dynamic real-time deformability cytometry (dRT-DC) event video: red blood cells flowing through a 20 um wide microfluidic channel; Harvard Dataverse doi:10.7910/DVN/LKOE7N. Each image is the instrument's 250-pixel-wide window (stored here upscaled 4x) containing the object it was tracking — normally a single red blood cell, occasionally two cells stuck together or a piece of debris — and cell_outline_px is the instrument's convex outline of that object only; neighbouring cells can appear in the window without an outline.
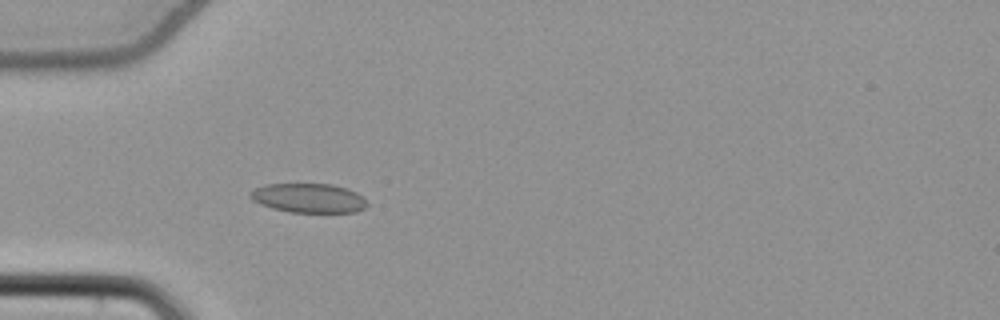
{"species": "common noctule bat (a hibernating species)", "species_latin": "Nyctalus noctula", "temperature_condition": "cold", "stored_images_in_passage": 44, "camera_frame_rate_fps": 3000, "um_per_image_px": 0.085, "animal": {"sex": "female", "body_mass_g": 22.7, "forearm_length_mm": 54.2}, "frame": {"image": 1, "passage_image": 7, "time_ms": 2.0, "image_size_px": [1000, 320], "cell_outline_px": [[368, 204], [364, 208], [356, 212], [288, 212], [272, 208], [260, 204], [252, 200], [248, 196], [248, 192], [264, 184], [332, 184], [348, 188], [356, 192]], "centroid_in_image_um": [26.19, 16.83], "position_along_channel_um": 58.8, "area_um2": 20.0}}
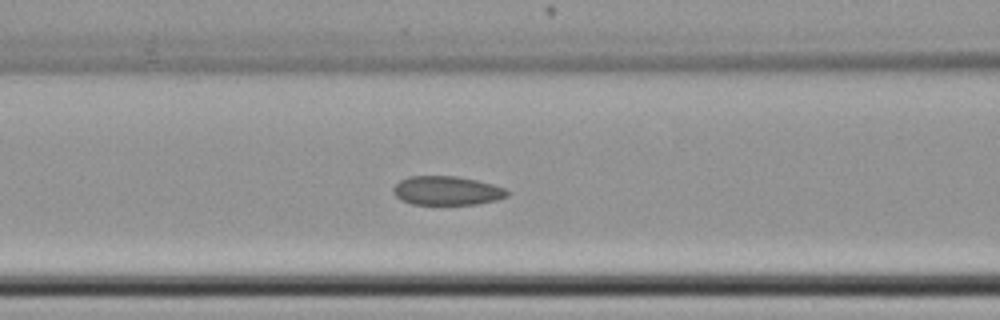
{"frame": {"image": 2, "passage_image": 13, "time_ms": 4.0, "image_size_px": [1000, 320], "cell_outline_px": [[508, 196], [496, 200], [476, 204], [412, 204], [400, 200], [392, 192], [392, 188], [400, 180], [408, 176], [456, 176], [476, 180], [492, 184], [504, 188], [508, 192]], "centroid_in_image_um": [37.94, 16.2], "position_along_channel_um": 128.7, "area_um2": 19.19}}
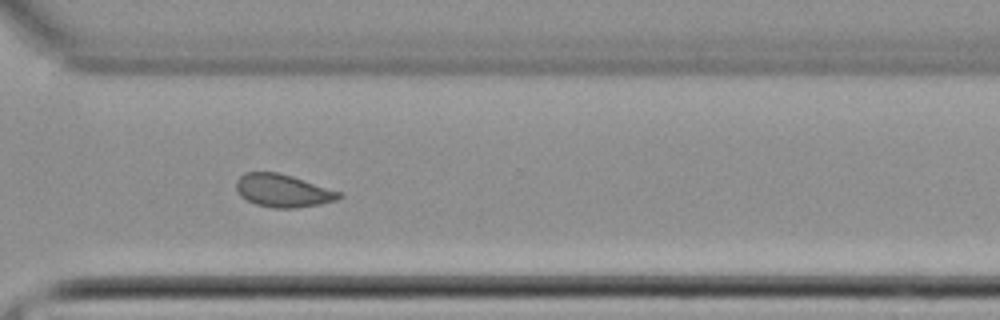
{"frame": {"image": 3, "passage_image": 30, "time_ms": 9.667, "image_size_px": [1000, 320], "cell_outline_px": [[344, 196], [336, 200], [320, 204], [296, 208], [272, 208], [256, 204], [240, 196], [236, 188], [236, 180], [244, 172], [276, 172], [292, 176], [344, 192]], "centroid_in_image_um": [24.08, 16.21], "position_along_channel_um": 346.5, "area_um2": 19.88}, "authors_computed_cell_mechanics": {"area_um2": 19.8832, "velocity_mm_per_s": 3.8424, "shape_relaxation_time_tau1_ms": null, "shape_relaxation_time_tau2_ms": 2.458, "deformation_change_tau1": null, "deformation_change_tau2": 0.0754}}